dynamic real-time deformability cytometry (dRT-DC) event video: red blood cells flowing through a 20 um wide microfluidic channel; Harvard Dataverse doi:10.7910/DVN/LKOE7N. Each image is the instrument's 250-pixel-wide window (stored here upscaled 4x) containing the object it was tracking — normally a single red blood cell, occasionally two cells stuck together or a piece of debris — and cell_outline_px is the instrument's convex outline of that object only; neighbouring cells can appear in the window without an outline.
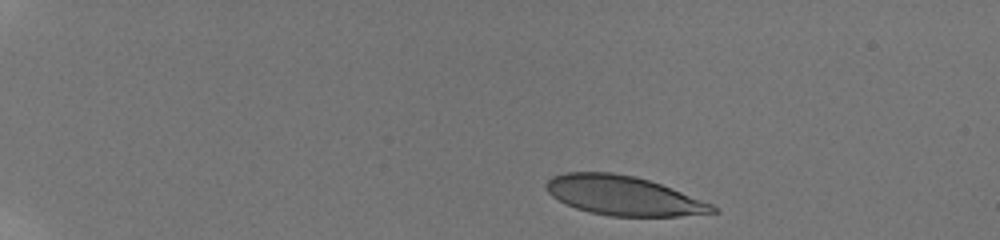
{"species": "human", "species_latin": "Homo sapiens", "temperature_condition": "room temperature", "stored_images_in_passage": 32, "camera_frame_rate_fps": 3000, "um_per_image_px": 0.085, "donor": {"sex": "male"}, "frame": {"image": 1, "passage_image": 1, "time_ms": 0.0, "image_size_px": [1000, 240], "cell_outline_px": [[720, 212], [680, 216], [608, 216], [588, 212], [576, 208], [552, 196], [548, 192], [544, 184], [552, 176], [564, 172], [612, 172], [632, 176], [648, 180], [672, 188], [712, 204]], "centroid_in_image_um": [52.97, 16.63], "position_along_channel_um": 32.0, "area_um2": 37.97}}
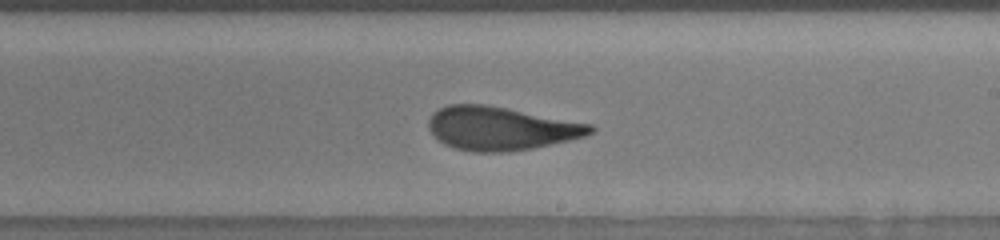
{"frame": {"image": 2, "passage_image": 23, "time_ms": 8.667, "image_size_px": [1000, 240], "cell_outline_px": [[596, 128], [592, 132], [584, 136], [568, 140], [532, 148], [508, 152], [472, 152], [452, 148], [444, 144], [428, 128], [428, 120], [432, 112], [448, 104], [484, 104], [508, 108], [592, 124]], "centroid_in_image_um": [42.54, 10.91], "position_along_channel_um": 246.5, "area_um2": 40.98}}
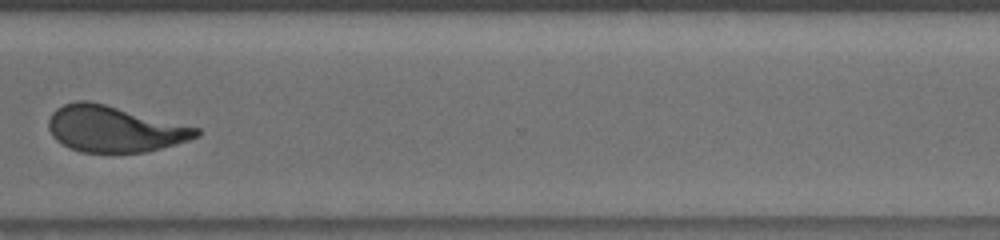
{"frame": {"image": 3, "passage_image": 28, "time_ms": 11.667, "image_size_px": [1000, 240], "cell_outline_px": [[200, 136], [176, 144], [144, 152], [80, 152], [68, 148], [56, 140], [52, 136], [48, 128], [48, 120], [52, 112], [56, 108], [64, 104], [76, 100], [88, 100], [200, 128]], "centroid_in_image_um": [9.68, 10.96], "position_along_channel_um": 360.9, "area_um2": 39.65}, "authors_computed_cell_mechanics": {"area_um2": 40.6045, "velocity_mm_per_s": 3.817, "shape_relaxation_time_tau1_ms": 4.5859, "shape_relaxation_time_tau2_ms": 1.2151, "deformation_change_tau1": 0.1877, "deformation_change_tau2": 0.0853}}